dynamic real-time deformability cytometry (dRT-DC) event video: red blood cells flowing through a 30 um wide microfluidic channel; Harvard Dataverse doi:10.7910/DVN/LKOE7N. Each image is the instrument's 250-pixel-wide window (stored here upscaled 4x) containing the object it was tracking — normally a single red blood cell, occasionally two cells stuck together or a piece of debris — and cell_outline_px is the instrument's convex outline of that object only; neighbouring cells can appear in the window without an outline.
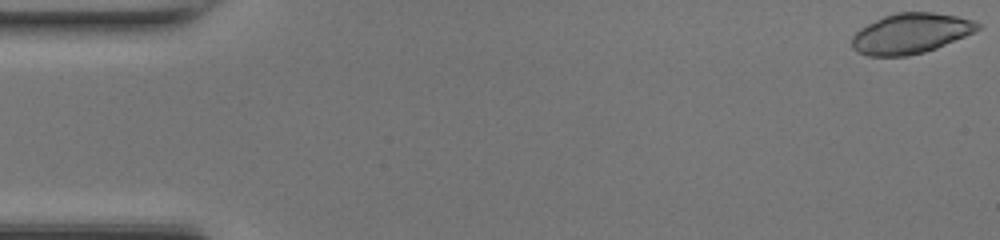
{"species": "common noctule bat (a hibernating species)", "species_latin": "Nyctalus noctula", "temperature_condition": "room temperature", "stored_images_in_passage": 12, "camera_frame_rate_fps": 3000, "um_per_image_px": 0.085, "animal": {"sex": "female", "body_mass_g": 17.0, "forearm_length_mm": 48.0}, "frame": {"image": 1, "passage_image": 1, "time_ms": 0.0, "image_size_px": [1000, 240], "cell_outline_px": [[980, 28], [964, 36], [936, 48], [924, 52], [908, 56], [868, 56], [856, 52], [852, 48], [852, 36], [860, 28], [884, 16], [896, 12], [932, 12], [956, 16], [972, 20], [980, 24]], "centroid_in_image_um": [77.36, 2.85], "position_along_channel_um": 7.6, "area_um2": 29.3}}